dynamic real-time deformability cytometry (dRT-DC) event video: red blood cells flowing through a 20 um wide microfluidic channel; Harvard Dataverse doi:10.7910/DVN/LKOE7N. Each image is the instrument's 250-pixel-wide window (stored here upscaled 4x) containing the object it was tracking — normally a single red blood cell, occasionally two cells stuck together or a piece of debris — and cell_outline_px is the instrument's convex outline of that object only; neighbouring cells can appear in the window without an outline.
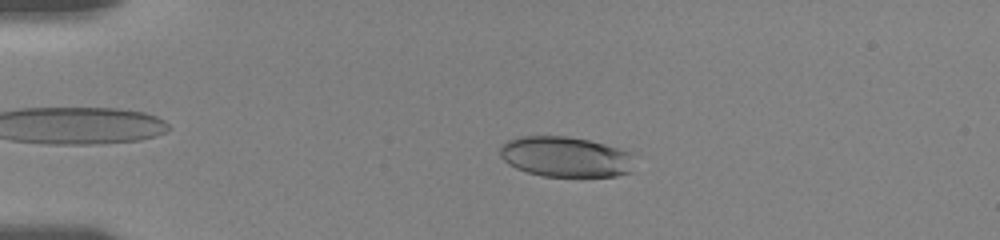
{"species": "human", "species_latin": "Homo sapiens", "temperature_condition": "room temperature", "stored_images_in_passage": 37, "camera_frame_rate_fps": 3000, "um_per_image_px": 0.085, "donor": {"sex": "female"}, "frame": {"image": 1, "passage_image": 19, "time_ms": 3.667, "image_size_px": [1000, 240], "cell_outline_px": [[632, 172], [616, 176], [540, 176], [516, 168], [508, 164], [500, 156], [500, 144], [508, 140], [520, 136], [568, 136], [588, 140], [604, 144], [632, 152]], "centroid_in_image_um": [48.05, 13.32], "position_along_channel_um": 36.9, "area_um2": 31.79}}
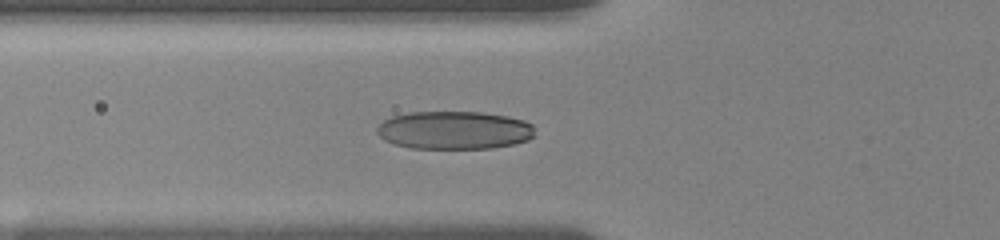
{"frame": {"image": 2, "passage_image": 34, "time_ms": 6.333, "image_size_px": [1000, 240], "cell_outline_px": [[536, 136], [528, 140], [512, 144], [492, 148], [412, 148], [396, 144], [384, 140], [376, 132], [376, 128], [384, 120], [392, 116], [408, 112], [484, 112], [508, 116], [524, 120], [532, 124]], "centroid_in_image_um": [38.63, 11.06], "position_along_channel_um": 87.2, "area_um2": 35.2}}